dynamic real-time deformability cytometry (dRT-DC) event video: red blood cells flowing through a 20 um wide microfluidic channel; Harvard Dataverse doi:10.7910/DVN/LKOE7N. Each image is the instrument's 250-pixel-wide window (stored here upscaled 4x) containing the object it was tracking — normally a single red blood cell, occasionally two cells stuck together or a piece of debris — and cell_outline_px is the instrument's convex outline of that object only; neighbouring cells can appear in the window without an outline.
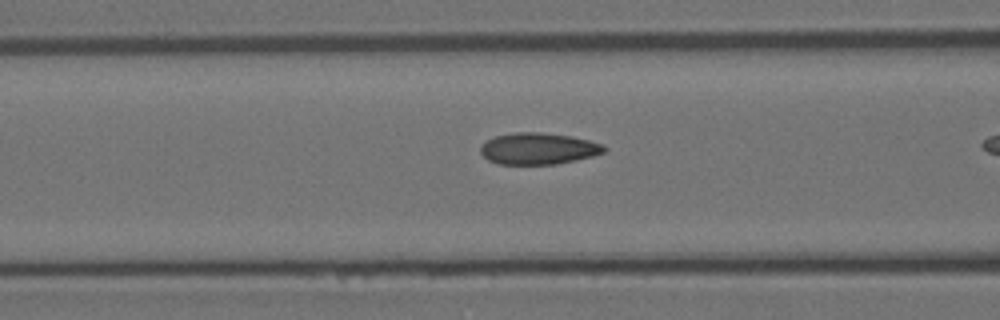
{"species": "Egyptian fruit bat (a non-hibernating species)", "species_latin": "Rousettus aegyptiacus", "temperature_condition": "room temperature", "stored_images_in_passage": 15, "camera_frame_rate_fps": 3000, "um_per_image_px": 0.085, "animal": {"sex": "female"}, "frame": {"image": 1, "passage_image": 9, "time_ms": 2.667, "image_size_px": [1000, 320], "cell_outline_px": [[608, 148], [604, 152], [592, 156], [576, 160], [556, 164], [500, 164], [488, 160], [480, 152], [480, 148], [488, 140], [496, 136], [516, 132], [544, 132], [572, 136], [604, 144]], "centroid_in_image_um": [45.8, 12.63], "position_along_channel_um": 120.8, "area_um2": 22.72}}
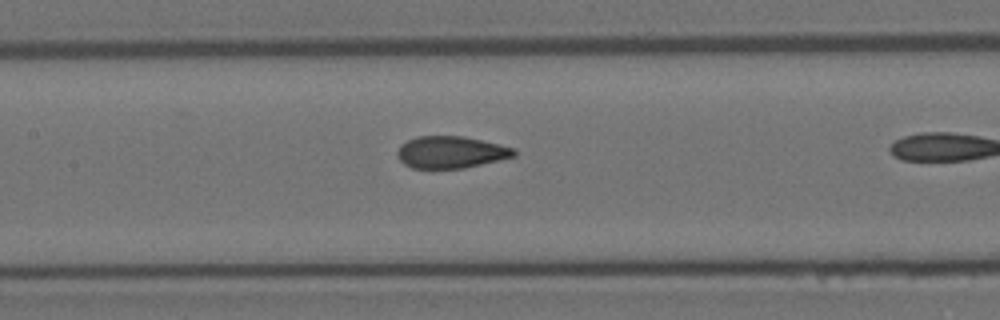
{"frame": {"image": 2, "passage_image": 13, "time_ms": 4.0, "image_size_px": [1000, 320], "cell_outline_px": [[516, 156], [464, 168], [412, 168], [404, 164], [396, 156], [396, 152], [400, 144], [416, 136], [464, 136], [516, 148]], "centroid_in_image_um": [38.31, 12.93], "position_along_channel_um": 169.1, "area_um2": 21.85}}